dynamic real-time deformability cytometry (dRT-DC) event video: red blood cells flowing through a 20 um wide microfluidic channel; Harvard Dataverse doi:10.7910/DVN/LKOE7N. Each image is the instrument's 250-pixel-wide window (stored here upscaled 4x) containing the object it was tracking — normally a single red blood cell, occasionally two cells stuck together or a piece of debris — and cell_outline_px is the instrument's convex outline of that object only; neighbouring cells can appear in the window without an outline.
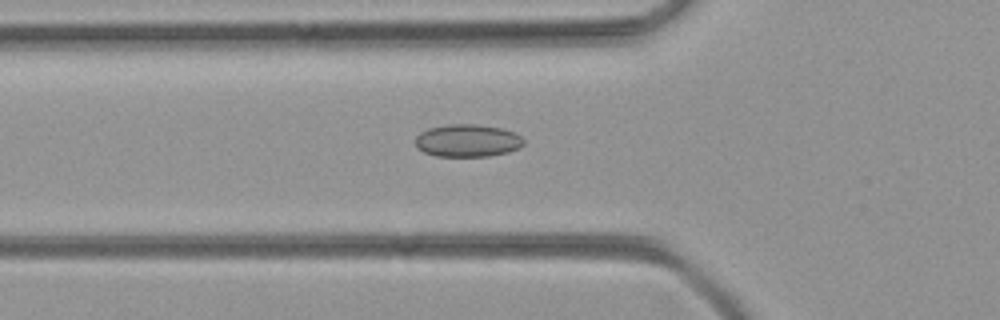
{"species": "common noctule bat (a hibernating species)", "species_latin": "Nyctalus noctula", "temperature_condition": "room temperature", "stored_images_in_passage": 47, "camera_frame_rate_fps": 3000, "um_per_image_px": 0.085, "animal": {"sex": "female", "body_mass_g": 21.9}, "frame": {"image": 1, "passage_image": 14, "time_ms": 4.333, "image_size_px": [1000, 320], "cell_outline_px": [[524, 144], [520, 148], [508, 152], [488, 156], [436, 156], [424, 152], [416, 144], [416, 136], [420, 132], [428, 128], [448, 124], [476, 124], [504, 128], [516, 132], [524, 140]], "centroid_in_image_um": [39.78, 11.94], "position_along_channel_um": 86.0, "area_um2": 20.69}}
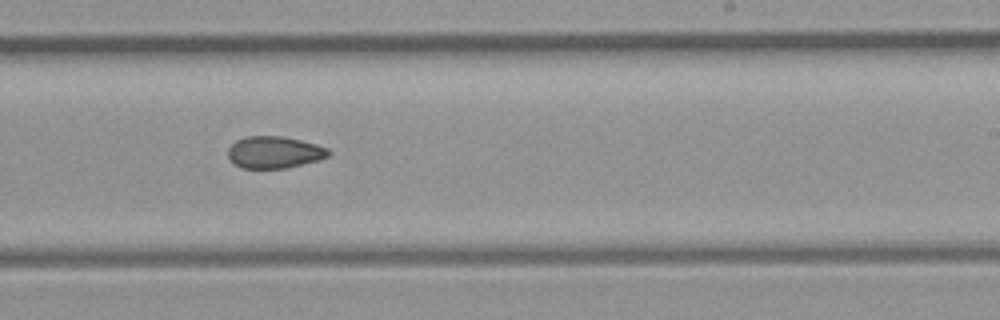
{"frame": {"image": 2, "passage_image": 27, "time_ms": 8.667, "image_size_px": [1000, 320], "cell_outline_px": [[332, 152], [328, 156], [316, 160], [284, 168], [240, 168], [228, 156], [228, 148], [236, 140], [244, 136], [280, 136], [300, 140], [316, 144], [328, 148]], "centroid_in_image_um": [23.3, 12.93], "position_along_channel_um": 265.7, "area_um2": 18.5}}
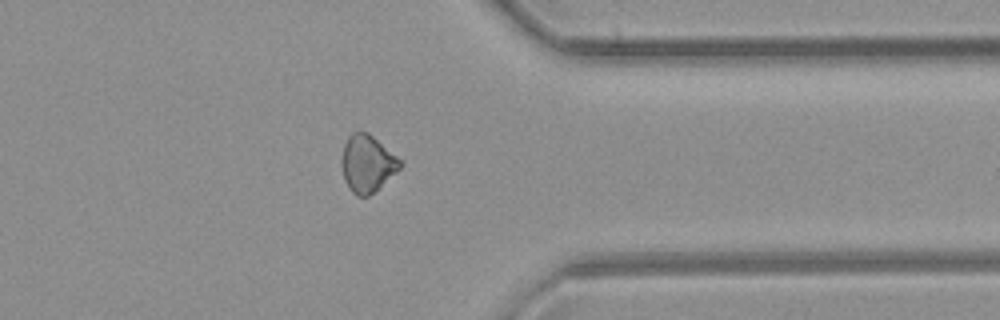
{"frame": {"image": 3, "passage_image": 36, "time_ms": 11.667, "image_size_px": [1000, 320], "cell_outline_px": [[400, 168], [396, 172], [368, 196], [356, 196], [348, 188], [344, 180], [340, 164], [340, 160], [344, 144], [348, 136], [352, 132], [368, 132], [396, 156], [400, 160]], "centroid_in_image_um": [31.15, 13.9], "position_along_channel_um": 380.2, "area_um2": 19.25}}